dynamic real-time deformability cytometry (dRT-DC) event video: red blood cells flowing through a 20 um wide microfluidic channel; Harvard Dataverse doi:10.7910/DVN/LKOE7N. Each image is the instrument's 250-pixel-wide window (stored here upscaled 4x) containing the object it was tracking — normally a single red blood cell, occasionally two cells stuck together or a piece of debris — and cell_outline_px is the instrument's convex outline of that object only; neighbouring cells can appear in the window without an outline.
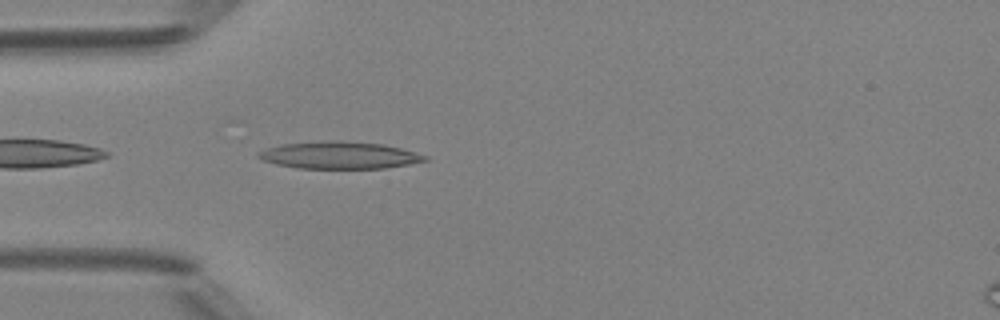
{"species": "Egyptian fruit bat (a non-hibernating species)", "species_latin": "Rousettus aegyptiacus", "temperature_condition": "room temperature", "stored_images_in_passage": 17, "camera_frame_rate_fps": 3000, "um_per_image_px": 0.085, "animal": {"sex": "female"}, "frame": {"image": 1, "passage_image": 2, "time_ms": 0.333, "image_size_px": [1000, 320], "cell_outline_px": [[428, 160], [408, 164], [384, 168], [300, 168], [276, 164], [264, 160], [256, 156], [256, 152], [280, 144], [340, 140], [384, 144], [400, 148], [428, 156]], "centroid_in_image_um": [28.84, 13.19], "position_along_channel_um": 56.2, "area_um2": 26.13}}
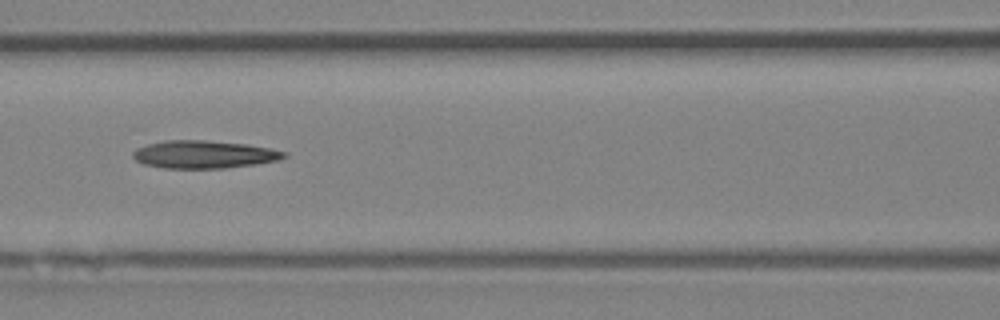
{"frame": {"image": 2, "passage_image": 9, "time_ms": 2.667, "image_size_px": [1000, 320], "cell_outline_px": [[288, 156], [280, 160], [256, 164], [224, 168], [164, 168], [144, 164], [136, 160], [132, 156], [132, 152], [136, 148], [148, 144], [164, 140], [204, 140], [244, 144], [268, 148], [288, 152]], "centroid_in_image_um": [17.34, 13.13], "position_along_channel_um": 149.3, "area_um2": 24.45}}
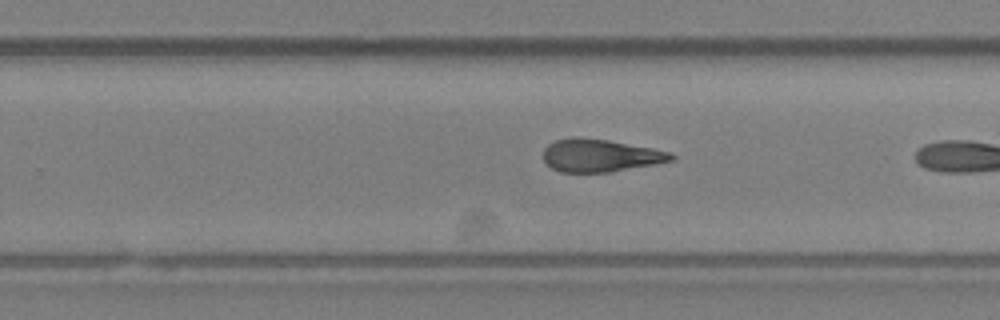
{"frame": {"image": 3, "passage_image": 16, "time_ms": 5.0, "image_size_px": [1000, 320], "cell_outline_px": [[676, 156], [672, 160], [656, 164], [612, 172], [560, 172], [552, 168], [544, 160], [544, 148], [548, 144], [556, 140], [572, 136], [576, 136], [608, 140], [652, 148], [672, 152]], "centroid_in_image_um": [51.03, 13.21], "position_along_channel_um": 278.8, "area_um2": 24.51}}